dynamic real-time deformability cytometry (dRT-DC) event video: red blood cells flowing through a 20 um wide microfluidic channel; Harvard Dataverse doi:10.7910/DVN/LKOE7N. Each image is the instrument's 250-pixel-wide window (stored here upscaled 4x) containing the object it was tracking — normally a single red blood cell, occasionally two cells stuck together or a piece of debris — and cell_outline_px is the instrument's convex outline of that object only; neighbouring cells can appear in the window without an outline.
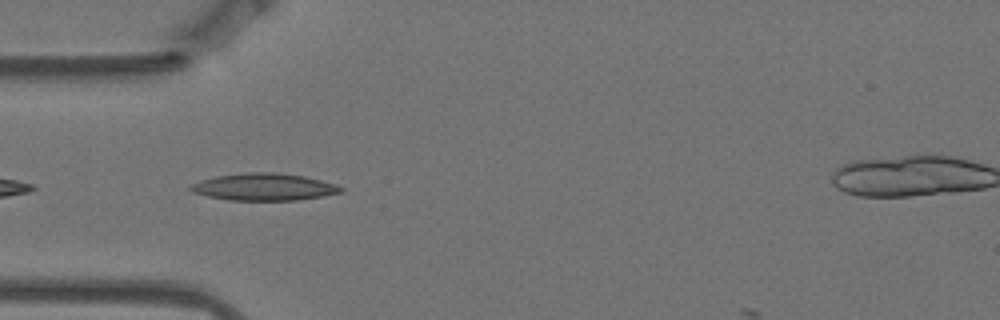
{"species": "Egyptian fruit bat (a non-hibernating species)", "species_latin": "Rousettus aegyptiacus", "temperature_condition": "warm", "stored_images_in_passage": 5, "camera_frame_rate_fps": 3000, "um_per_image_px": 0.085, "animal": {"sex": "female"}, "frame": {"image": 1, "passage_image": 2, "time_ms": 0.333, "image_size_px": [1000, 320], "cell_outline_px": [[344, 192], [324, 196], [296, 200], [228, 200], [208, 196], [192, 192], [188, 188], [192, 184], [200, 180], [216, 176], [248, 172], [272, 172], [304, 176], [336, 184], [344, 188]], "centroid_in_image_um": [22.45, 15.89], "position_along_channel_um": 62.5, "area_um2": 23.76}}